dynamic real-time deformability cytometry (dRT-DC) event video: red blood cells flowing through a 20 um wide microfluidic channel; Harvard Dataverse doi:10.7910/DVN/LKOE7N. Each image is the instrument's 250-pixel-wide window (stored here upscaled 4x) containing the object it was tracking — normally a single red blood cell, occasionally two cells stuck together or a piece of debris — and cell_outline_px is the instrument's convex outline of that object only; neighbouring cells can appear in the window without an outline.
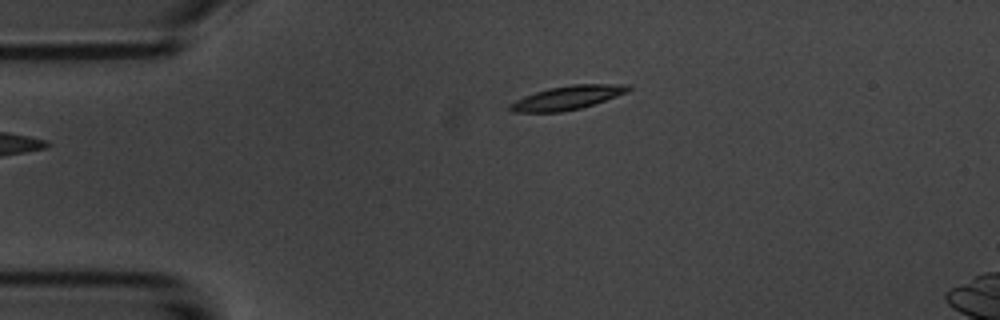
{"species": "common noctule bat (a hibernating species)", "species_latin": "Nyctalus noctula", "temperature_condition": "room temperature", "stored_images_in_passage": 3, "camera_frame_rate_fps": 3000, "um_per_image_px": 0.085, "animal": {"sex": "male", "body_mass_g": 20.1, "forearm_length_mm": 53.5}, "frame": {"image": 1, "passage_image": 3, "time_ms": 2.333, "image_size_px": [1000, 320], "cell_outline_px": [[632, 88], [628, 92], [580, 108], [560, 112], [512, 112], [508, 108], [508, 104], [524, 96], [548, 88], [572, 84], [628, 84]], "centroid_in_image_um": [48.21, 8.3], "position_along_channel_um": 36.8, "area_um2": 16.3}}